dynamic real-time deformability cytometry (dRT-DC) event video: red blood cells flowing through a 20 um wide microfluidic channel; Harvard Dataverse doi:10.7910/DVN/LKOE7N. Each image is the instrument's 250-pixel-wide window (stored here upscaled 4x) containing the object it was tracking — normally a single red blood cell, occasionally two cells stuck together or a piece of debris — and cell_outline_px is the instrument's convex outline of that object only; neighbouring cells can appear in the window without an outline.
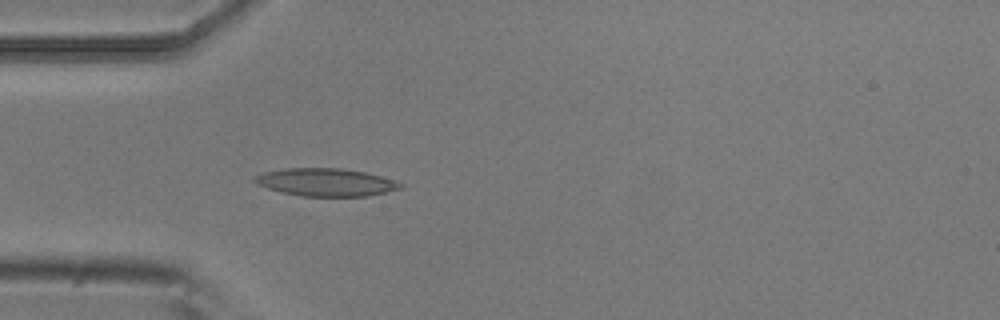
{"species": "common noctule bat (a hibernating species)", "species_latin": "Nyctalus noctula", "temperature_condition": "room temperature", "stored_images_in_passage": 5, "camera_frame_rate_fps": 3000, "um_per_image_px": 0.085, "animal": {"sex": "male", "body_mass_g": 20.5, "forearm_length_mm": 52.5}, "frame": {"image": 1, "passage_image": 5, "time_ms": 1.333, "image_size_px": [1000, 320], "cell_outline_px": [[404, 188], [368, 196], [300, 196], [280, 192], [256, 184], [252, 180], [252, 176], [264, 172], [284, 168], [340, 168], [364, 172], [380, 176], [404, 184]], "centroid_in_image_um": [27.66, 15.49], "position_along_channel_um": 57.3, "area_um2": 23.7}}